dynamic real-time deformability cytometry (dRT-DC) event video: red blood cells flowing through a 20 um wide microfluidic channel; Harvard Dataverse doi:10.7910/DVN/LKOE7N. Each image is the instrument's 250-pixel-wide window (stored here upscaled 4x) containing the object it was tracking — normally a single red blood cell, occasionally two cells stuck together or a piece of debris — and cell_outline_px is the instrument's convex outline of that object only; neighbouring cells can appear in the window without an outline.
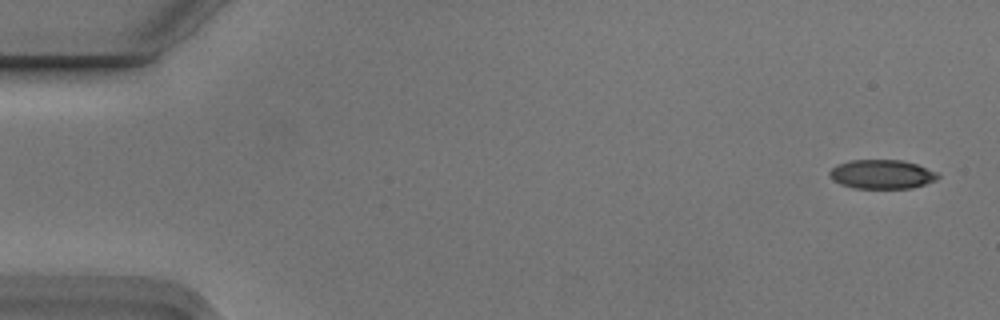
{"species": "Egyptian fruit bat (a non-hibernating species)", "species_latin": "Rousettus aegyptiacus", "temperature_condition": "cold", "stored_images_in_passage": 4, "camera_frame_rate_fps": 3000, "um_per_image_px": 0.085, "animal": {"sex": "male"}, "frame": {"image": 1, "passage_image": 1, "time_ms": 0.0, "image_size_px": [1000, 320], "cell_outline_px": [[940, 176], [936, 180], [912, 188], [856, 188], [840, 184], [832, 180], [828, 176], [828, 172], [836, 164], [852, 160], [904, 160], [916, 164], [936, 172]], "centroid_in_image_um": [74.92, 14.81], "position_along_channel_um": 10.1, "area_um2": 18.38}}
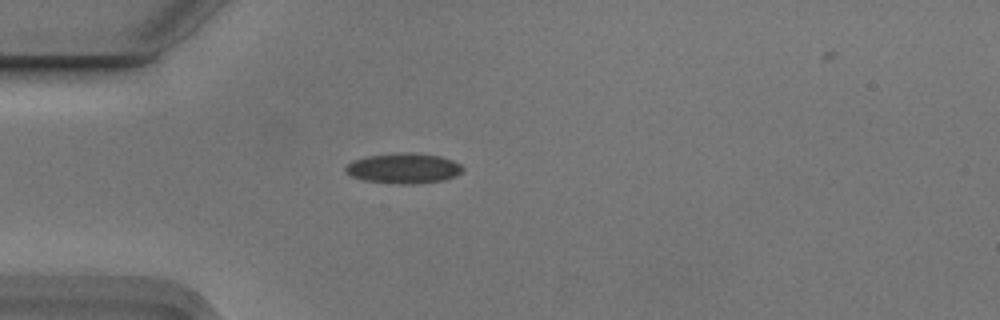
{"frame": {"image": 2, "passage_image": 4, "time_ms": 1.0, "image_size_px": [1000, 320], "cell_outline_px": [[464, 172], [456, 176], [444, 180], [416, 184], [396, 184], [364, 180], [352, 176], [344, 172], [344, 168], [352, 160], [364, 156], [396, 152], [416, 152], [440, 156], [452, 160], [460, 164], [464, 168]], "centroid_in_image_um": [34.31, 14.29], "position_along_channel_um": 50.7, "area_um2": 21.15}}